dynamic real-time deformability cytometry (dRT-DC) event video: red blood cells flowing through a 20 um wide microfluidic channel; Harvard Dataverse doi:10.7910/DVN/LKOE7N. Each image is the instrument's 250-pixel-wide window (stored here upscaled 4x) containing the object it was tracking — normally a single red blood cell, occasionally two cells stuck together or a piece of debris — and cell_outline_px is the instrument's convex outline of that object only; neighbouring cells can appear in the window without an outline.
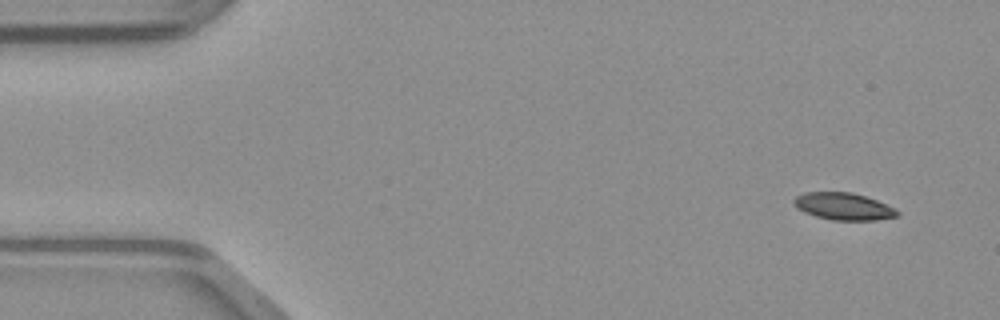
{"species": "common noctule bat (a hibernating species)", "species_latin": "Nyctalus noctula", "temperature_condition": "warm", "stored_images_in_passage": 46, "camera_frame_rate_fps": 3000, "um_per_image_px": 0.085, "animal": {"sex": "male", "body_mass_g": 23.1, "forearm_length_mm": 52.7}, "frame": {"image": 1, "passage_image": 1, "time_ms": 0.0, "image_size_px": [1000, 320], "cell_outline_px": [[900, 216], [876, 220], [832, 220], [816, 216], [804, 212], [796, 208], [792, 204], [792, 200], [796, 196], [804, 192], [852, 192], [876, 200], [896, 208], [900, 212]], "centroid_in_image_um": [71.69, 17.54], "position_along_channel_um": 13.3, "area_um2": 16.53}}
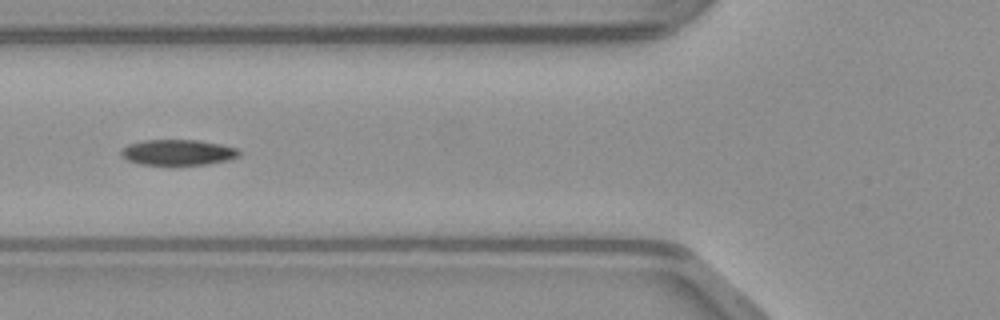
{"frame": {"image": 2, "passage_image": 16, "time_ms": 5.0, "image_size_px": [1000, 320], "cell_outline_px": [[240, 156], [228, 160], [208, 164], [140, 164], [128, 160], [120, 156], [120, 152], [128, 144], [144, 140], [196, 140], [220, 144], [236, 148], [240, 152]], "centroid_in_image_um": [15.12, 12.95], "position_along_channel_um": 110.7, "area_um2": 17.46}}
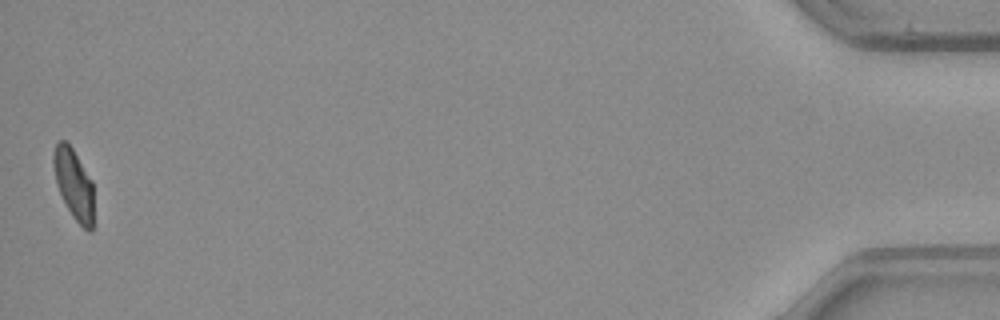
{"frame": {"image": 3, "passage_image": 46, "time_ms": 15.0, "image_size_px": [1000, 320], "cell_outline_px": [[92, 232], [88, 232], [72, 216], [56, 184], [52, 164], [52, 156], [56, 140], [64, 140], [72, 148], [92, 180]], "centroid_in_image_um": [6.24, 15.6], "position_along_channel_um": 429.0, "area_um2": 16.36}}